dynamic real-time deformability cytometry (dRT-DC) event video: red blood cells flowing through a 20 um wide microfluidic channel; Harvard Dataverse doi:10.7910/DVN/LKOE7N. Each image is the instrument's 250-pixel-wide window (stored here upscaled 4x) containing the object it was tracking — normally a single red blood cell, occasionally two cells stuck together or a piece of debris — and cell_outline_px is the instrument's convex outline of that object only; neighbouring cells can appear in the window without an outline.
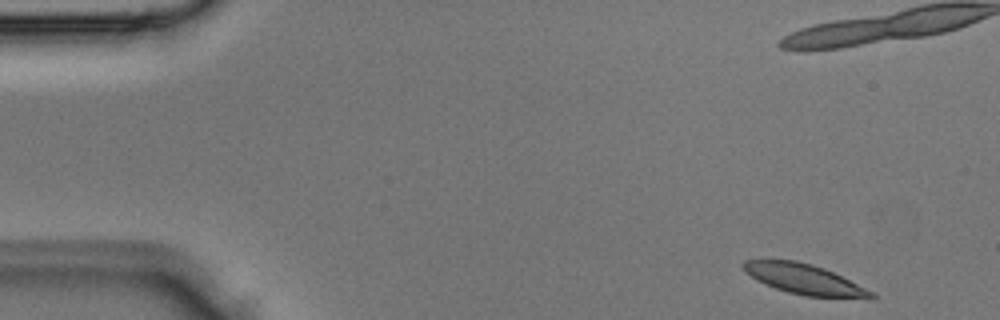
{"species": "Egyptian fruit bat (a non-hibernating species)", "species_latin": "Rousettus aegyptiacus", "temperature_condition": "room temperature", "stored_images_in_passage": 5, "camera_frame_rate_fps": 3000, "um_per_image_px": 0.085, "animal": {"sex": "male"}, "frame": {"image": 1, "passage_image": 1, "time_ms": 0.0, "image_size_px": [1000, 320], "cell_outline_px": [[876, 296], [872, 300], [804, 296], [788, 292], [776, 288], [744, 272], [740, 264], [744, 260], [796, 260], [812, 264], [824, 268], [872, 292]], "centroid_in_image_um": [68.4, 23.75], "position_along_channel_um": 16.6, "area_um2": 22.43}}
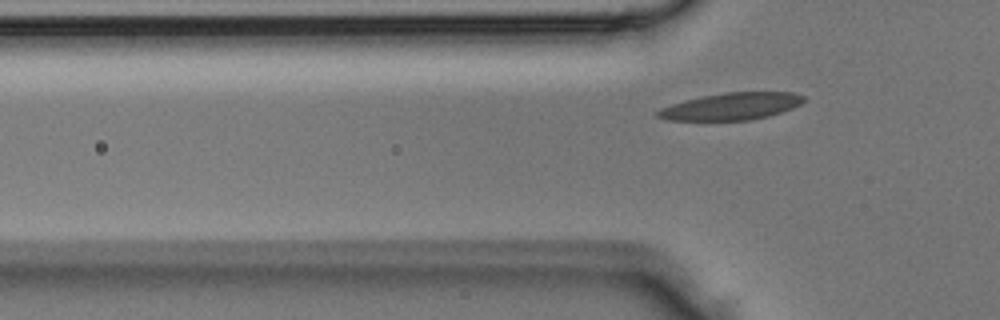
{"frame": {"image": 2, "passage_image": 5, "time_ms": 1.333, "image_size_px": [1000, 320], "cell_outline_px": [[808, 100], [792, 108], [768, 116], [752, 120], [668, 120], [656, 116], [656, 112], [660, 108], [684, 100], [724, 92], [792, 92], [804, 96]], "centroid_in_image_um": [62.19, 9.03], "position_along_channel_um": 63.6, "area_um2": 23.0}}